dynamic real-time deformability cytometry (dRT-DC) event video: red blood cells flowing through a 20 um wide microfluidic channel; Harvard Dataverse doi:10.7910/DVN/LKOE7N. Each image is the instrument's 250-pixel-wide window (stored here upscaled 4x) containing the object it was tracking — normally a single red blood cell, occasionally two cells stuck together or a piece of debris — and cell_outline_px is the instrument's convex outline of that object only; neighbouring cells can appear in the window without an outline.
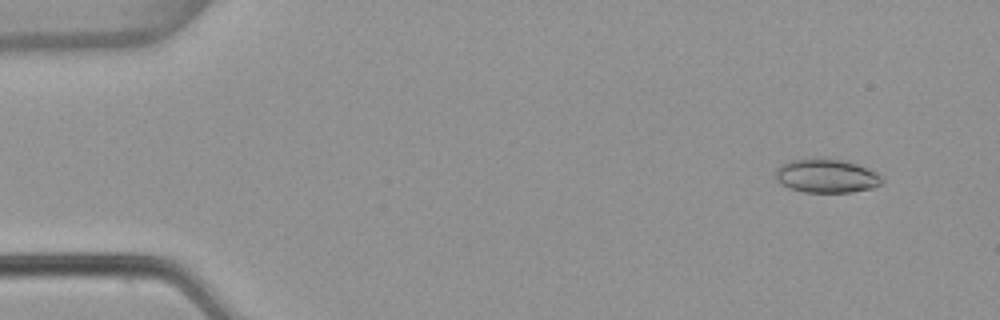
{"species": "common noctule bat (a hibernating species)", "species_latin": "Nyctalus noctula", "temperature_condition": "warm", "stored_images_in_passage": 54, "camera_frame_rate_fps": 3000, "um_per_image_px": 0.085, "animal": {"sex": "female", "body_mass_g": 22.7, "forearm_length_mm": 54.2}, "frame": {"image": 1, "passage_image": 5, "time_ms": 1.333, "image_size_px": [1000, 320], "cell_outline_px": [[884, 180], [880, 184], [872, 188], [852, 192], [804, 192], [792, 188], [776, 180], [776, 168], [780, 164], [788, 160], [820, 156], [848, 160], [868, 168], [876, 172]], "centroid_in_image_um": [70.25, 14.9], "position_along_channel_um": 14.8, "area_um2": 21.44}}
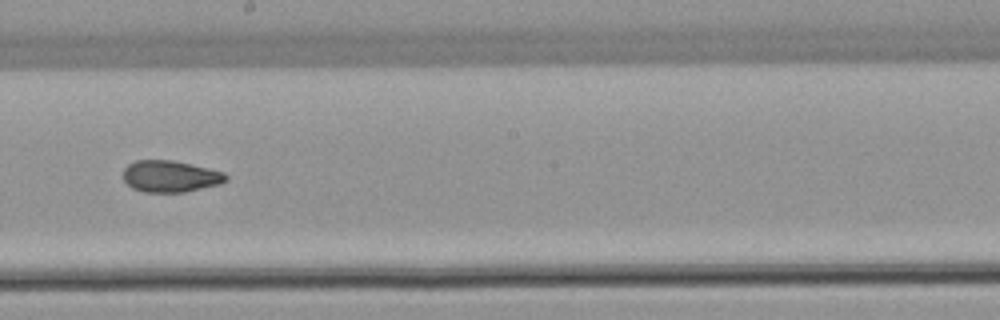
{"frame": {"image": 2, "passage_image": 31, "time_ms": 10.0, "image_size_px": [1000, 320], "cell_outline_px": [[228, 180], [220, 184], [184, 192], [144, 192], [132, 188], [124, 180], [124, 168], [128, 164], [136, 160], [172, 160], [192, 164], [224, 172], [228, 176]], "centroid_in_image_um": [14.49, 14.98], "position_along_channel_um": 233.7, "area_um2": 18.96}}
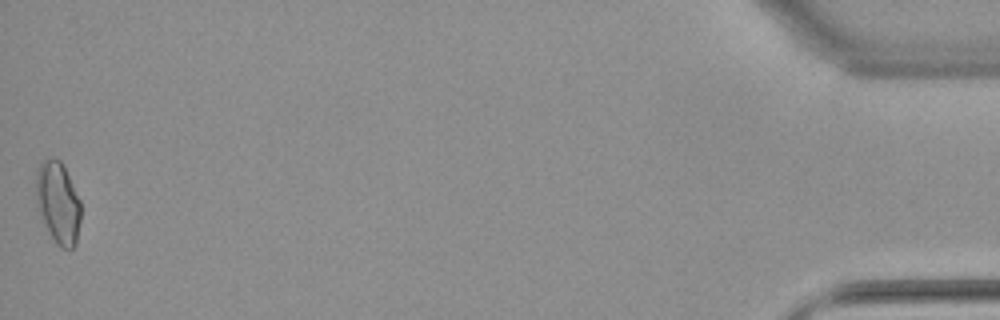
{"frame": {"image": 3, "passage_image": 54, "time_ms": 17.667, "image_size_px": [1000, 320], "cell_outline_px": [[80, 220], [76, 244], [72, 248], [60, 248], [56, 244], [36, 204], [36, 172], [40, 160], [60, 160], [64, 164], [80, 200]], "centroid_in_image_um": [4.94, 17.2], "position_along_channel_um": 430.3, "area_um2": 21.15}, "authors_computed_cell_mechanics": {"area_um2": 19.5075, "velocity_mm_per_s": 3.8443, "shape_relaxation_time_tau1_ms": null, "shape_relaxation_time_tau2_ms": 2.588, "deformation_change_tau1": null, "deformation_change_tau2": 0.081}}